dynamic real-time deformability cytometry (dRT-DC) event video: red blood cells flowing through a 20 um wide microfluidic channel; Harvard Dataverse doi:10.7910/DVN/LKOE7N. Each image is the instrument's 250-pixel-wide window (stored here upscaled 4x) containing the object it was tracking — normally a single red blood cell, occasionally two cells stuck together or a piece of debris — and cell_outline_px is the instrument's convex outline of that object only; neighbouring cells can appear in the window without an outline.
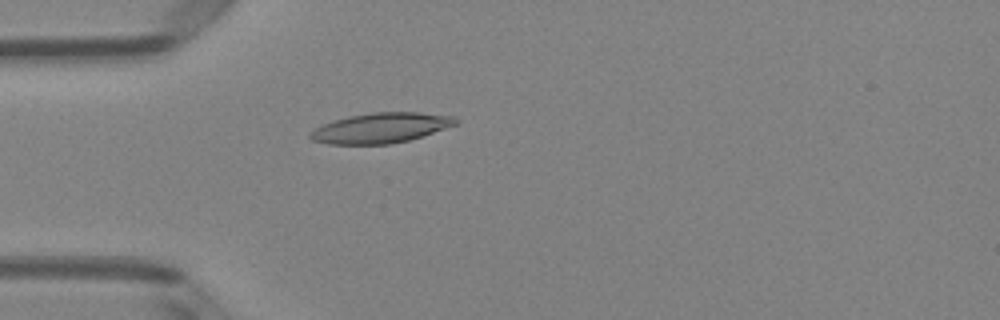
{"species": "Egyptian fruit bat (a non-hibernating species)", "species_latin": "Rousettus aegyptiacus", "temperature_condition": "room temperature", "stored_images_in_passage": 3, "camera_frame_rate_fps": 3000, "um_per_image_px": 0.085, "animal": {"sex": "female"}, "frame": {"image": 1, "passage_image": 3, "time_ms": 0.667, "image_size_px": [1000, 320], "cell_outline_px": [[460, 120], [456, 124], [408, 140], [388, 144], [328, 144], [312, 140], [308, 136], [308, 132], [324, 124], [348, 116], [372, 112], [420, 112], [452, 116]], "centroid_in_image_um": [32.33, 10.87], "position_along_channel_um": 52.7, "area_um2": 25.26}}